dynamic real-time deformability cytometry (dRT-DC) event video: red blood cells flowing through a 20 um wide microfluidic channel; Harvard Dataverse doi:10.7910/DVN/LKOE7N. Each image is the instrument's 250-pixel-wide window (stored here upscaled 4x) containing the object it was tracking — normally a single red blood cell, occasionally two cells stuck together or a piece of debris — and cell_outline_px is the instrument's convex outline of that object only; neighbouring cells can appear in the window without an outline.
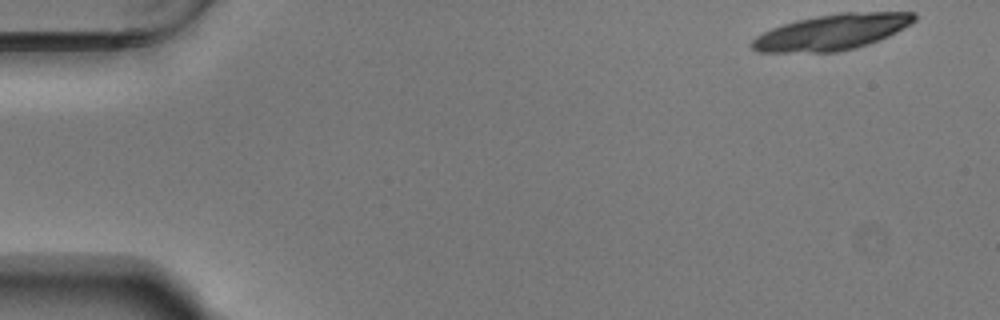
{"species": "Egyptian fruit bat (a non-hibernating species)", "species_latin": "Rousettus aegyptiacus", "temperature_condition": "warm", "stored_images_in_passage": 10, "camera_frame_rate_fps": 3000, "um_per_image_px": 0.085, "animal": {"sex": "male"}, "frame": {"image": 1, "passage_image": 1, "time_ms": 0.0, "image_size_px": [1000, 320], "cell_outline_px": [[916, 20], [896, 32], [888, 36], [868, 44], [856, 48], [836, 52], [760, 52], [752, 48], [748, 44], [756, 36], [772, 28], [796, 20], [816, 16], [840, 12], [916, 12]], "centroid_in_image_um": [70.71, 2.73], "position_along_channel_um": 14.3, "area_um2": 33.7}}